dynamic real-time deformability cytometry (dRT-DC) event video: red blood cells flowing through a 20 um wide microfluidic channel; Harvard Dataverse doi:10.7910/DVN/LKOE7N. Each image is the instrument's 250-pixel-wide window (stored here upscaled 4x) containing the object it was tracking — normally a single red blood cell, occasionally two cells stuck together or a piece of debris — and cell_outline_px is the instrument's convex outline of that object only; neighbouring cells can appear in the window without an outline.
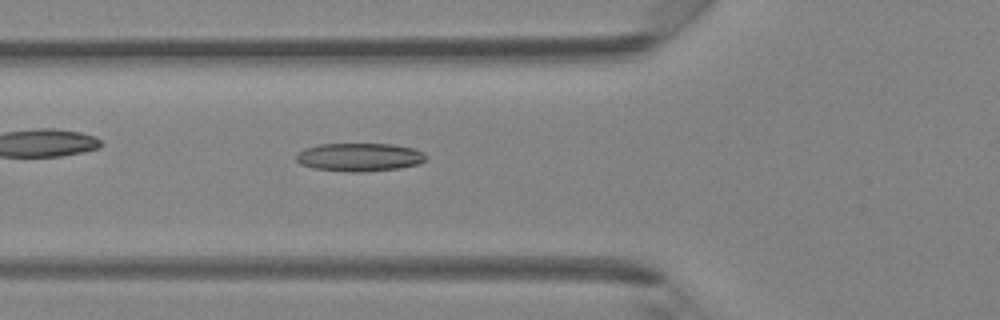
{"species": "Egyptian fruit bat (a non-hibernating species)", "species_latin": "Rousettus aegyptiacus", "temperature_condition": "room temperature", "stored_images_in_passage": 40, "camera_frame_rate_fps": 3000, "um_per_image_px": 0.085, "animal": {"sex": "female"}, "frame": {"image": 1, "passage_image": 14, "time_ms": 4.333, "image_size_px": [1000, 320], "cell_outline_px": [[428, 156], [420, 164], [400, 168], [364, 172], [348, 172], [312, 168], [300, 164], [296, 160], [296, 156], [304, 148], [320, 144], [392, 144], [416, 148], [424, 152]], "centroid_in_image_um": [30.59, 13.36], "position_along_channel_um": 95.2, "area_um2": 21.62}}
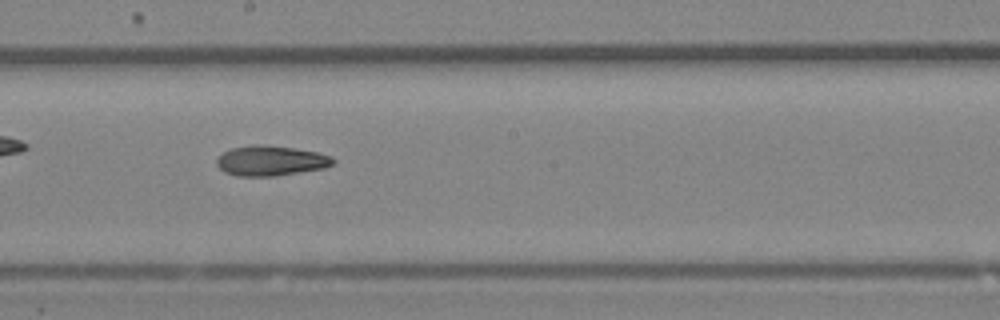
{"frame": {"image": 2, "passage_image": 22, "time_ms": 7.0, "image_size_px": [1000, 320], "cell_outline_px": [[336, 160], [332, 164], [324, 168], [276, 176], [236, 176], [224, 172], [216, 164], [216, 160], [224, 152], [232, 148], [252, 144], [260, 144], [292, 148], [316, 152], [332, 156]], "centroid_in_image_um": [23.0, 13.67], "position_along_channel_um": 225.2, "area_um2": 20.35}}
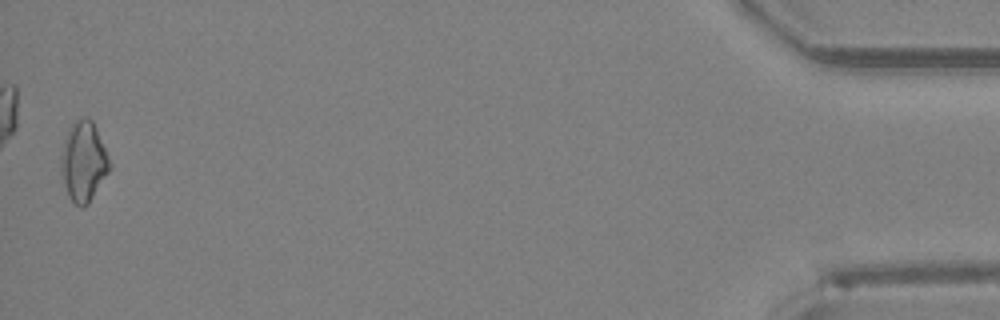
{"frame": {"image": 3, "passage_image": 40, "time_ms": 13.0, "image_size_px": [1000, 320], "cell_outline_px": [[112, 168], [88, 204], [80, 208], [68, 196], [60, 172], [60, 156], [64, 140], [68, 128], [76, 120], [84, 116], [92, 120], [96, 128], [112, 164]], "centroid_in_image_um": [7.1, 13.73], "position_along_channel_um": 428.1, "area_um2": 22.89}}